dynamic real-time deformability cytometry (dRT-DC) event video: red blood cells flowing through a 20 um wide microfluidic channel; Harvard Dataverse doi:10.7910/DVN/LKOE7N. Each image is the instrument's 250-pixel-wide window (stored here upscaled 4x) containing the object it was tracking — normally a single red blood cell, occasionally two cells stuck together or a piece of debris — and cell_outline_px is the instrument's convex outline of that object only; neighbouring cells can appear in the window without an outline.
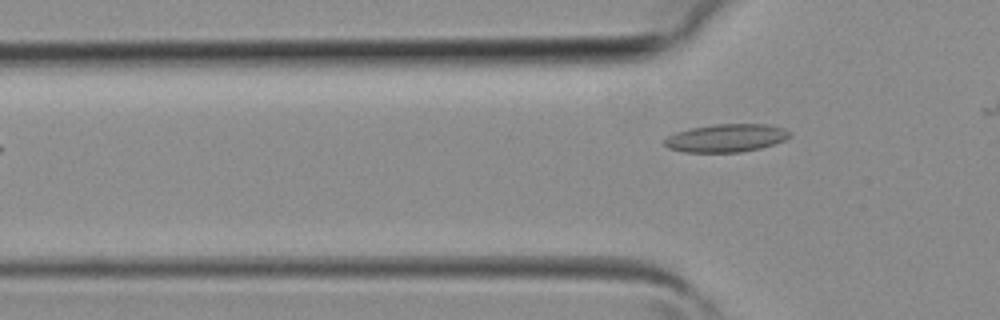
{"species": "common noctule bat (a hibernating species)", "species_latin": "Nyctalus noctula", "temperature_condition": "room temperature", "stored_images_in_passage": 2, "camera_frame_rate_fps": 3000, "um_per_image_px": 0.085, "animal": {"sex": "female", "body_mass_g": 19.3, "forearm_length_mm": 54.1}, "frame": {"image": 1, "passage_image": 2, "time_ms": 0.333, "image_size_px": [1000, 320], "cell_outline_px": [[792, 136], [784, 140], [760, 148], [740, 152], [684, 152], [668, 148], [664, 144], [664, 140], [668, 136], [676, 132], [692, 128], [712, 124], [768, 124], [784, 128], [792, 132]], "centroid_in_image_um": [61.75, 11.72], "position_along_channel_um": 64.1, "area_um2": 20.46}}